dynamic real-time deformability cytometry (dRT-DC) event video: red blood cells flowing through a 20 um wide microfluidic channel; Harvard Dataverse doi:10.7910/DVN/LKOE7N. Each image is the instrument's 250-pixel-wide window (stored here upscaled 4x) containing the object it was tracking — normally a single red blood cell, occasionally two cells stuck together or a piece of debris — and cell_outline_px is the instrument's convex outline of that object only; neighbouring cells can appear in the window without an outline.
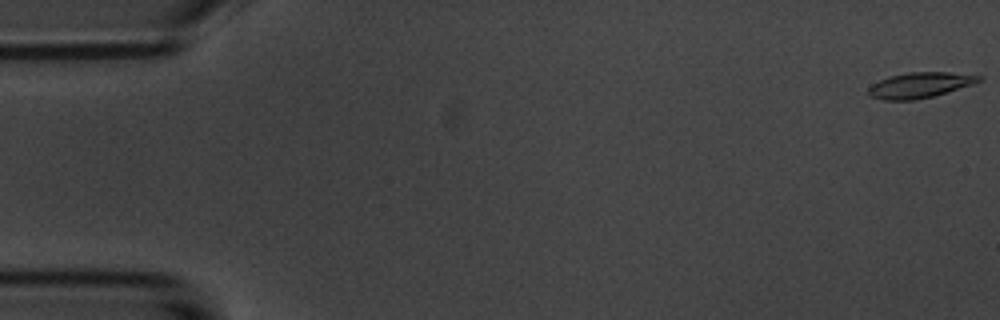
{"species": "common noctule bat (a hibernating species)", "species_latin": "Nyctalus noctula", "temperature_condition": "room temperature", "stored_images_in_passage": 57, "camera_frame_rate_fps": 3000, "um_per_image_px": 0.085, "animal": {"sex": "male", "body_mass_g": 20.1, "forearm_length_mm": 53.5}, "frame": {"image": 1, "passage_image": 1, "time_ms": 0.0, "image_size_px": [1000, 320], "cell_outline_px": [[984, 80], [972, 84], [932, 96], [916, 100], [884, 100], [872, 96], [868, 92], [868, 88], [872, 84], [888, 76], [908, 72], [948, 72], [984, 76]], "centroid_in_image_um": [78.2, 7.22], "position_along_channel_um": 6.8, "area_um2": 16.3}}
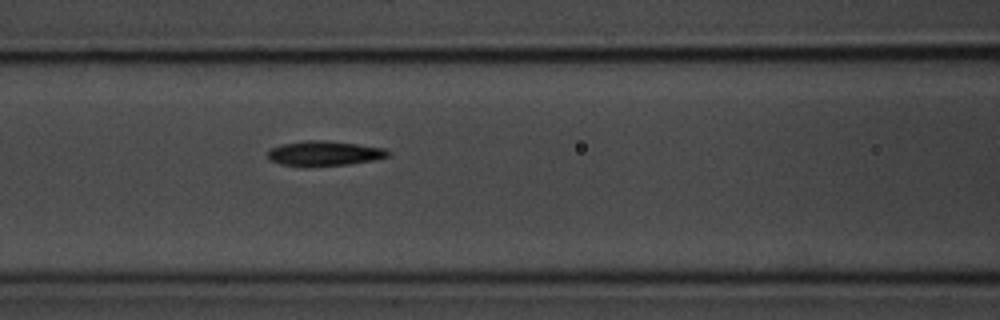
{"frame": {"image": 2, "passage_image": 24, "time_ms": 7.667, "image_size_px": [1000, 320], "cell_outline_px": [[392, 152], [388, 156], [376, 160], [348, 164], [304, 168], [280, 164], [268, 160], [268, 152], [272, 148], [284, 144], [308, 140], [324, 140], [356, 144], [384, 148]], "centroid_in_image_um": [27.56, 13.07], "position_along_channel_um": 139.0, "area_um2": 17.69}}
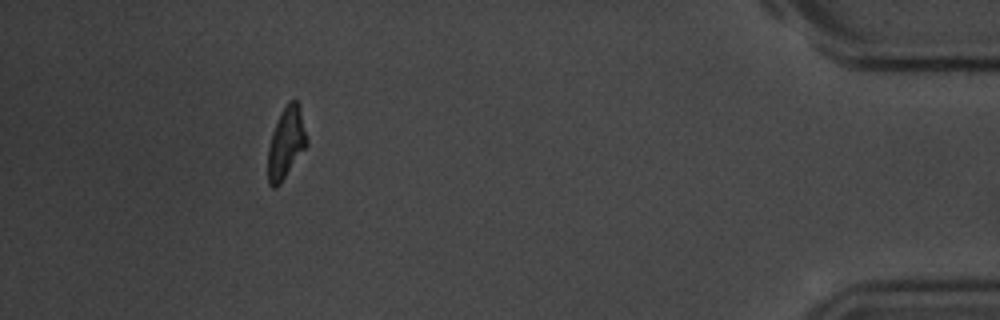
{"frame": {"image": 3, "passage_image": 52, "time_ms": 17.0, "image_size_px": [1000, 320], "cell_outline_px": [[308, 144], [280, 184], [276, 188], [272, 188], [268, 184], [268, 148], [272, 132], [280, 112], [288, 100], [296, 100], [300, 104], [308, 140]], "centroid_in_image_um": [24.32, 12.12], "position_along_channel_um": 410.9, "area_um2": 16.36}, "authors_computed_cell_mechanics": {"area_um2": 17.051, "velocity_mm_per_s": 3.554, "shape_relaxation_time_tau1_ms": 2.7748, "shape_relaxation_time_tau2_ms": 3.8001, "deformation_change_tau1": 0.1218, "deformation_change_tau2": 0.1097}}